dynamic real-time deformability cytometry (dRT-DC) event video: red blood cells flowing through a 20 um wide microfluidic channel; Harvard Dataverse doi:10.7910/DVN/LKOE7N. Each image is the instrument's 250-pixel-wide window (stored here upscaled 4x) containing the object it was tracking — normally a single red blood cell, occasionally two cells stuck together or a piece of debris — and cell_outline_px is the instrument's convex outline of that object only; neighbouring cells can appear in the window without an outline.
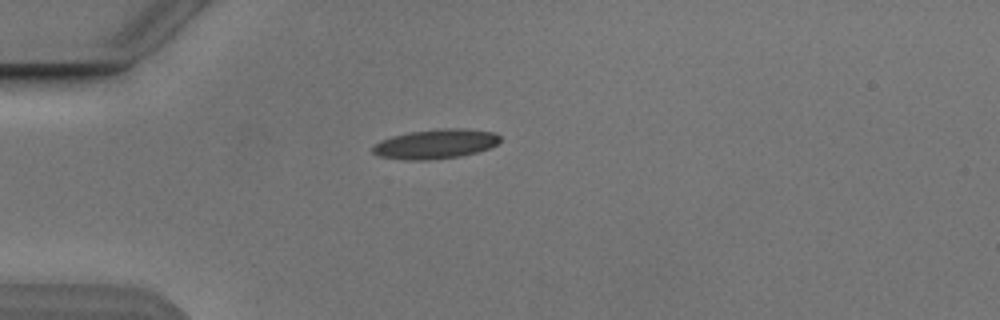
{"species": "Egyptian fruit bat (a non-hibernating species)", "species_latin": "Rousettus aegyptiacus", "temperature_condition": "cold", "stored_images_in_passage": 1, "camera_frame_rate_fps": 3000, "um_per_image_px": 0.085, "animal": {"sex": "male"}, "frame": {"image": 1, "passage_image": 1, "time_ms": 0.0, "image_size_px": [1000, 320], "cell_outline_px": [[500, 140], [496, 144], [488, 148], [476, 152], [460, 156], [428, 160], [404, 160], [380, 156], [372, 152], [372, 148], [380, 140], [392, 136], [408, 132], [440, 128], [464, 128], [496, 132], [500, 136]], "centroid_in_image_um": [37.02, 12.22], "position_along_channel_um": 48.0, "area_um2": 21.96}}